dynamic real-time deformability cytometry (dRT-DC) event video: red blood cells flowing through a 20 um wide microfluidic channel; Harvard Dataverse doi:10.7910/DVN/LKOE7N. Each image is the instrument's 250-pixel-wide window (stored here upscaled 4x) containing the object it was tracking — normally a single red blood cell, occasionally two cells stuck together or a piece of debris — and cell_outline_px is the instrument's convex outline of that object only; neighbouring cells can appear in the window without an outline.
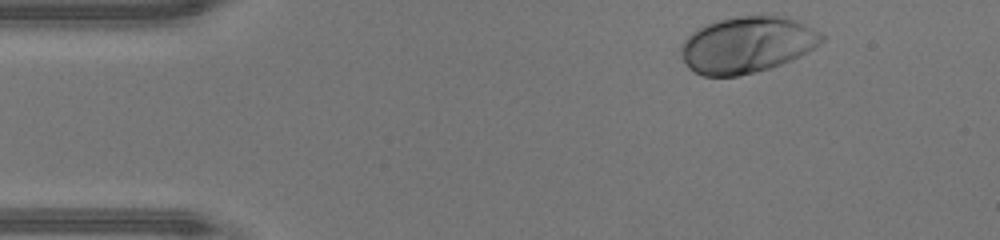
{"species": "human", "species_latin": "Homo sapiens", "temperature_condition": "warm", "stored_images_in_passage": 34, "camera_frame_rate_fps": 3000, "um_per_image_px": 0.085, "donor": {"sex": "male"}, "frame": {"image": 1, "passage_image": 1, "time_ms": 0.0, "image_size_px": [1000, 240], "cell_outline_px": [[824, 40], [820, 44], [800, 56], [792, 60], [756, 72], [736, 76], [704, 76], [688, 68], [680, 56], [680, 44], [696, 28], [704, 24], [716, 20], [736, 16], [772, 12], [804, 24], [820, 32], [824, 36]], "centroid_in_image_um": [63.47, 3.77], "position_along_channel_um": 21.5, "area_um2": 46.93}}
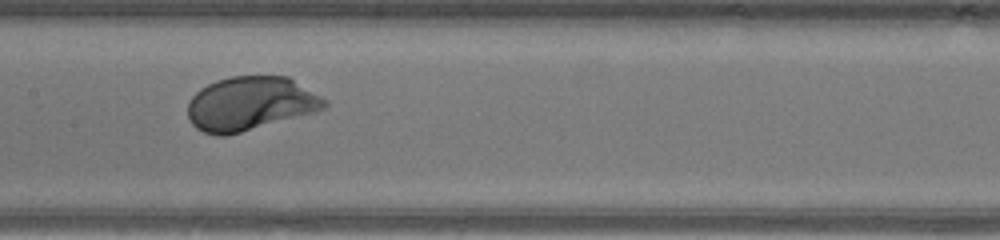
{"frame": {"image": 2, "passage_image": 18, "time_ms": 5.667, "image_size_px": [1000, 240], "cell_outline_px": [[328, 104], [324, 108], [316, 112], [240, 132], [224, 136], [216, 136], [204, 132], [196, 128], [188, 120], [188, 100], [200, 88], [216, 80], [232, 76], [288, 76], [328, 100]], "centroid_in_image_um": [21.27, 8.8], "position_along_channel_um": 186.1, "area_um2": 43.0}}
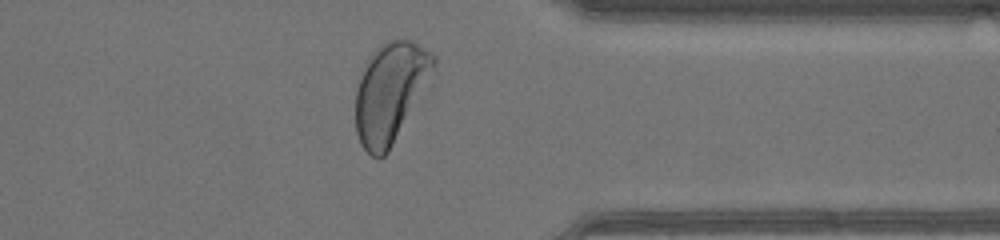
{"frame": {"image": 3, "passage_image": 32, "time_ms": 10.333, "image_size_px": [1000, 240], "cell_outline_px": [[436, 64], [388, 152], [384, 156], [372, 156], [360, 144], [356, 132], [356, 88], [360, 72], [364, 64], [372, 52], [380, 44], [396, 36], [412, 40], [432, 52], [436, 56]], "centroid_in_image_um": [33.13, 7.76], "position_along_channel_um": 378.3, "area_um2": 44.8}, "authors_computed_cell_mechanics": {"area_um2": 42.6564, "velocity_mm_per_s": 4.3093, "shape_relaxation_time_tau1_ms": 1.3356, "shape_relaxation_time_tau2_ms": null, "deformation_change_tau1": 0.1473, "deformation_change_tau2": null}}